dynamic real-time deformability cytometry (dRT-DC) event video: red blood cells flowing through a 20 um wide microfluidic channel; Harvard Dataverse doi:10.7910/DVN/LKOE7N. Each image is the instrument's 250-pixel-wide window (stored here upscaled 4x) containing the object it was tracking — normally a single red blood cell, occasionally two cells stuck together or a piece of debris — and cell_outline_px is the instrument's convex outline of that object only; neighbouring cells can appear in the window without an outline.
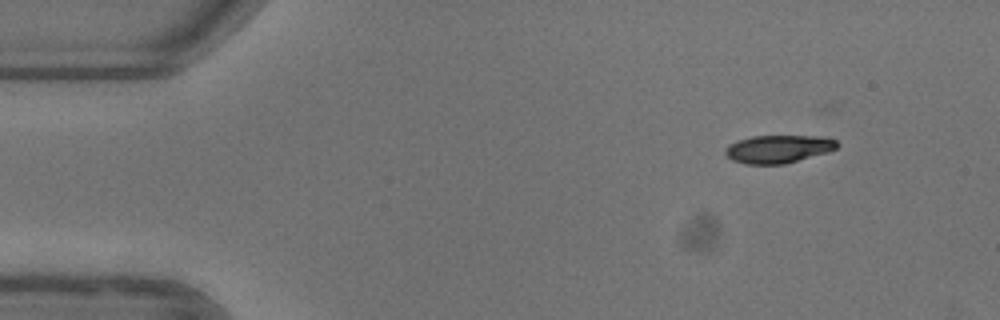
{"species": "common noctule bat (a hibernating species)", "species_latin": "Nyctalus noctula", "temperature_condition": "warm", "stored_images_in_passage": 48, "camera_frame_rate_fps": 3000, "um_per_image_px": 0.085, "animal": {"sex": "female"}, "frame": {"image": 1, "passage_image": 1, "time_ms": 0.0, "image_size_px": [1000, 320], "cell_outline_px": [[840, 144], [836, 148], [828, 152], [784, 164], [744, 164], [732, 160], [724, 152], [724, 148], [728, 144], [736, 140], [752, 136], [820, 136], [836, 140]], "centroid_in_image_um": [66.13, 12.66], "position_along_channel_um": 18.9, "area_um2": 18.32}}
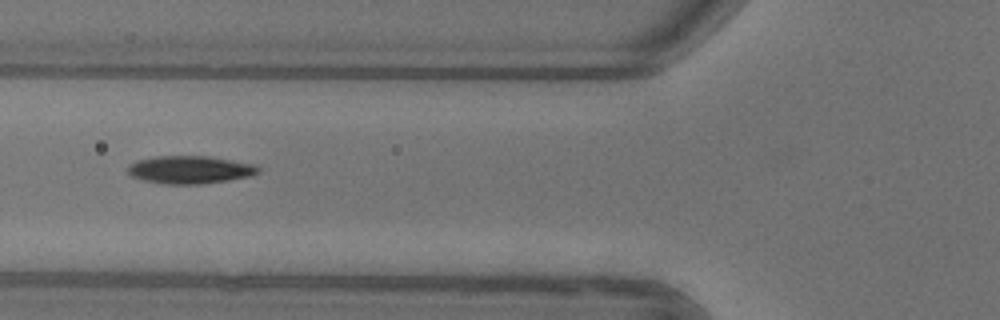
{"frame": {"image": 2, "passage_image": 15, "time_ms": 4.667, "image_size_px": [1000, 320], "cell_outline_px": [[260, 172], [252, 176], [228, 180], [196, 184], [168, 184], [144, 180], [132, 176], [128, 172], [128, 164], [136, 160], [156, 156], [208, 156], [256, 164], [260, 168]], "centroid_in_image_um": [16.17, 14.41], "position_along_channel_um": 109.6, "area_um2": 21.15}}
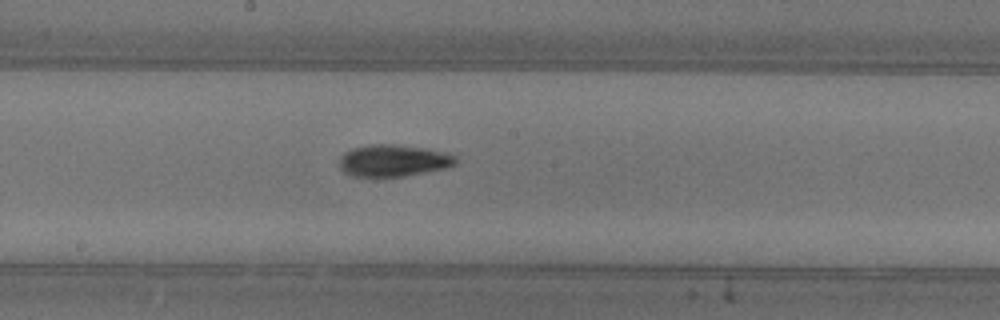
{"frame": {"image": 3, "passage_image": 23, "time_ms": 7.333, "image_size_px": [1000, 320], "cell_outline_px": [[456, 164], [444, 168], [404, 176], [352, 176], [344, 172], [340, 164], [340, 156], [344, 152], [352, 148], [368, 144], [396, 144], [428, 148], [444, 152], [456, 156]], "centroid_in_image_um": [33.43, 13.63], "position_along_channel_um": 214.8, "area_um2": 21.56}, "authors_computed_cell_mechanics": {"area_um2": 19.8543, "velocity_mm_per_s": 3.9292, "shape_relaxation_time_tau1_ms": 3.8887, "shape_relaxation_time_tau2_ms": null, "deformation_change_tau1": 0.1678, "deformation_change_tau2": null}}